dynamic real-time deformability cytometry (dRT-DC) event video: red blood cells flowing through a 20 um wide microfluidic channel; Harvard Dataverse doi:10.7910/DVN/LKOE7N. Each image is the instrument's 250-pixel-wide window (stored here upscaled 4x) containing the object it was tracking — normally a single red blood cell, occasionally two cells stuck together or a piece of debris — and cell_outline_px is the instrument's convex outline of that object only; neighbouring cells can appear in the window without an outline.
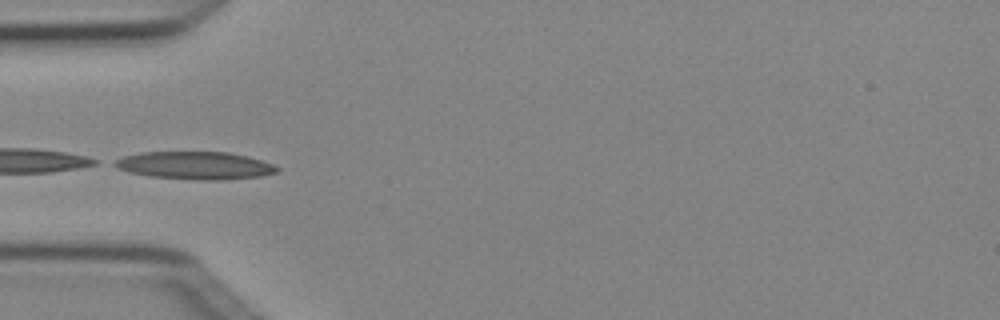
{"species": "Egyptian fruit bat (a non-hibernating species)", "species_latin": "Rousettus aegyptiacus", "temperature_condition": "cold", "stored_images_in_passage": 5, "camera_frame_rate_fps": 3000, "um_per_image_px": 0.085, "animal": {"sex": "female"}, "frame": {"image": 1, "passage_image": 4, "time_ms": 1.0, "image_size_px": [1000, 320], "cell_outline_px": [[280, 168], [276, 172], [260, 176], [216, 180], [200, 180], [148, 176], [128, 172], [116, 168], [108, 164], [112, 160], [124, 156], [140, 152], [228, 152], [248, 156], [272, 164]], "centroid_in_image_um": [16.48, 14.06], "position_along_channel_um": 68.5, "area_um2": 26.36}}
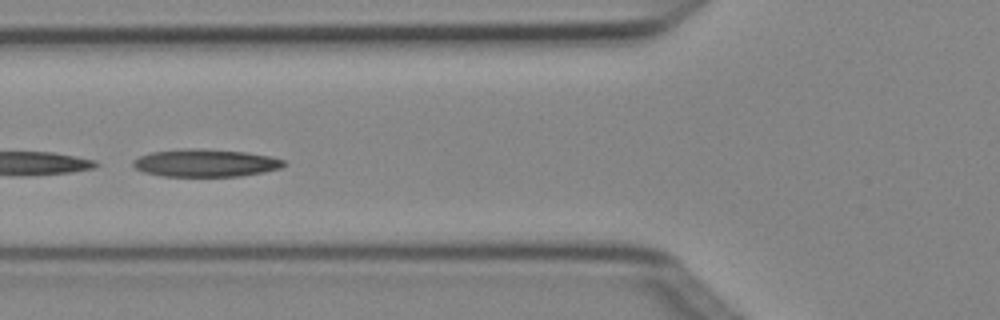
{"frame": {"image": 2, "passage_image": 5, "time_ms": 1.333, "image_size_px": [1000, 320], "cell_outline_px": [[288, 164], [280, 168], [264, 172], [240, 176], [160, 176], [144, 172], [136, 168], [132, 164], [132, 160], [140, 156], [152, 152], [184, 148], [196, 148], [244, 152], [268, 156], [284, 160]], "centroid_in_image_um": [17.45, 13.85], "position_along_channel_um": 108.3, "area_um2": 24.22}}